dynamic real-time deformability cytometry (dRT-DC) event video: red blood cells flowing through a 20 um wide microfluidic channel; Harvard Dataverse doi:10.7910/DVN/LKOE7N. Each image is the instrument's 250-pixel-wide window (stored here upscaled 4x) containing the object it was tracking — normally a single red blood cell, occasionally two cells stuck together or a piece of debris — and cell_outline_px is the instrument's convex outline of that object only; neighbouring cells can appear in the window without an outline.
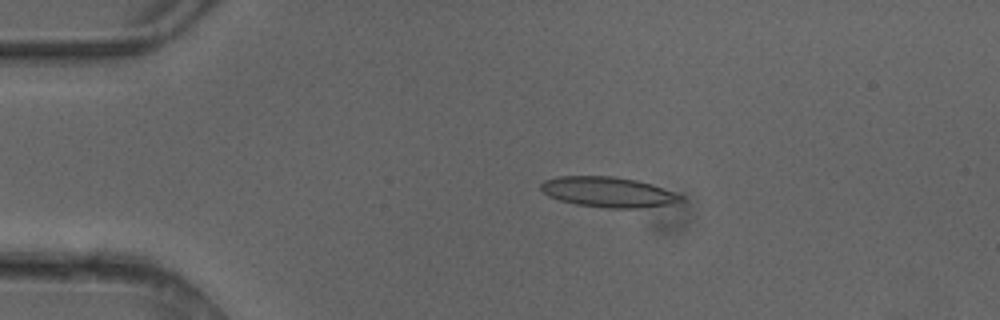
{"species": "common noctule bat (a hibernating species)", "species_latin": "Nyctalus noctula", "temperature_condition": "cold", "stored_images_in_passage": 4, "camera_frame_rate_fps": 3000, "um_per_image_px": 0.085, "animal": {"sex": "female"}, "frame": {"image": 1, "passage_image": 3, "time_ms": 0.667, "image_size_px": [1000, 320], "cell_outline_px": [[684, 200], [672, 204], [640, 208], [608, 208], [576, 204], [560, 200], [548, 196], [540, 188], [540, 184], [544, 180], [556, 176], [612, 176], [636, 180], [652, 184], [684, 196]], "centroid_in_image_um": [51.7, 16.32], "position_along_channel_um": 33.3, "area_um2": 24.74}}